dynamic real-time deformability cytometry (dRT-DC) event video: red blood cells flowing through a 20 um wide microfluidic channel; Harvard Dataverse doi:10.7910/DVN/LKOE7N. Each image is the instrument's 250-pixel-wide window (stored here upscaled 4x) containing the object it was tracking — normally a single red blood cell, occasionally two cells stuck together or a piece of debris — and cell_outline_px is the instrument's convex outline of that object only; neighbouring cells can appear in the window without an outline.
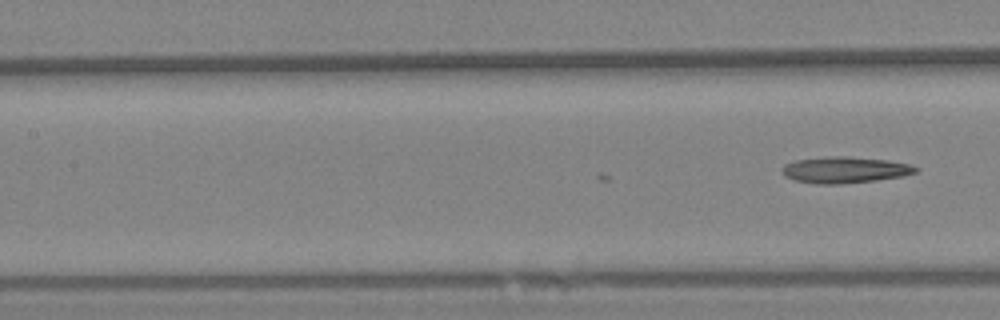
{"species": "Egyptian fruit bat (a non-hibernating species)", "species_latin": "Rousettus aegyptiacus", "temperature_condition": "warm", "stored_images_in_passage": 8, "camera_frame_rate_fps": 3000, "um_per_image_px": 0.085, "animal": {"sex": "female"}, "frame": {"image": 1, "passage_image": 8, "time_ms": 2.333, "image_size_px": [1000, 320], "cell_outline_px": [[920, 168], [916, 172], [904, 176], [876, 180], [836, 184], [816, 184], [792, 180], [784, 176], [780, 172], [780, 168], [784, 164], [796, 160], [832, 156], [848, 156], [888, 160], [912, 164]], "centroid_in_image_um": [71.79, 14.44], "position_along_channel_um": 135.6, "area_um2": 20.75}}